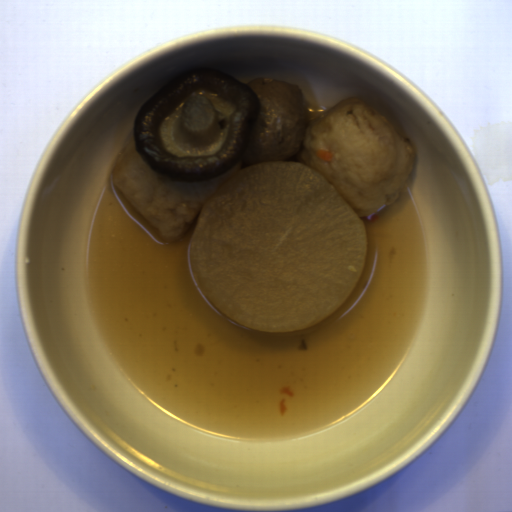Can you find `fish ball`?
<instances>
[{
	"mask_svg": "<svg viewBox=\"0 0 512 512\" xmlns=\"http://www.w3.org/2000/svg\"><path fill=\"white\" fill-rule=\"evenodd\" d=\"M417 152L388 118L358 97L326 108L307 124L295 156L325 177L359 217L401 195Z\"/></svg>",
	"mask_w": 512,
	"mask_h": 512,
	"instance_id": "fish-ball-1",
	"label": "fish ball"
}]
</instances>
